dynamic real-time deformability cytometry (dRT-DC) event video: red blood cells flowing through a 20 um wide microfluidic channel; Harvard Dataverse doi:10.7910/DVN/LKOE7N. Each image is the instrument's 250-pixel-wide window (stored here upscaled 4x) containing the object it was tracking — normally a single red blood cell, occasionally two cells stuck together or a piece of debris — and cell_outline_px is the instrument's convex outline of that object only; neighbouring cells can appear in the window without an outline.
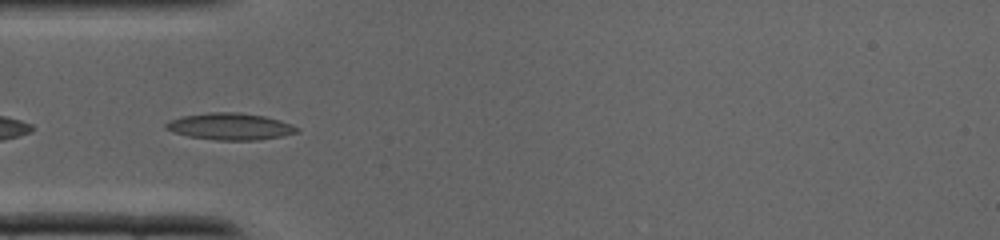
{"species": "common noctule bat (a hibernating species)", "species_latin": "Nyctalus noctula", "temperature_condition": "cold", "stored_images_in_passage": 30, "camera_frame_rate_fps": 3000, "um_per_image_px": 0.085, "animal": {"sex": "male", "body_mass_g": 19.0, "forearm_length_mm": 50.8}, "frame": {"image": 1, "passage_image": 6, "time_ms": 1.667, "image_size_px": [1000, 240], "cell_outline_px": [[300, 132], [280, 136], [256, 140], [216, 140], [188, 136], [172, 132], [164, 128], [164, 124], [168, 120], [180, 116], [208, 112], [240, 112], [264, 116], [280, 120], [292, 124], [300, 128]], "centroid_in_image_um": [19.53, 10.74], "position_along_channel_um": 65.5, "area_um2": 20.69}}
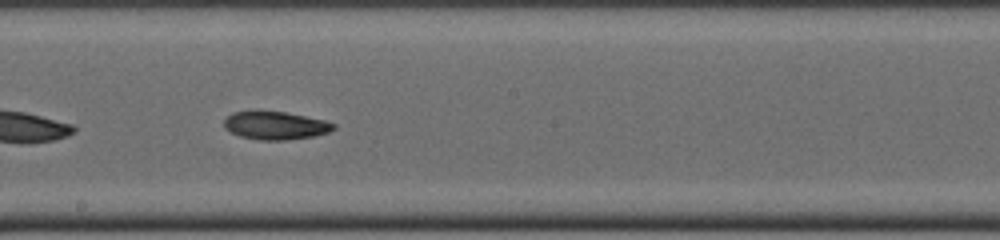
{"frame": {"image": 2, "passage_image": 15, "time_ms": 4.667, "image_size_px": [1000, 240], "cell_outline_px": [[336, 128], [328, 132], [312, 136], [284, 140], [260, 140], [240, 136], [224, 128], [224, 120], [232, 112], [256, 108], [284, 112], [324, 120], [336, 124]], "centroid_in_image_um": [23.35, 10.62], "position_along_channel_um": 224.8, "area_um2": 18.26}}
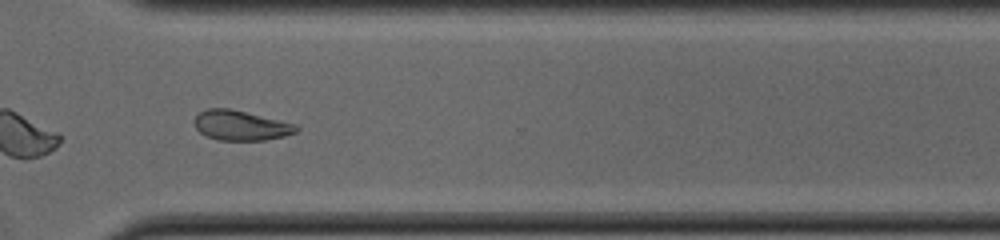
{"frame": {"image": 3, "passage_image": 22, "time_ms": 7.0, "image_size_px": [1000, 240], "cell_outline_px": [[300, 128], [296, 132], [284, 136], [264, 140], [216, 140], [200, 132], [196, 128], [192, 120], [200, 112], [208, 108], [232, 108], [296, 124]], "centroid_in_image_um": [20.46, 10.65], "position_along_channel_um": 350.1, "area_um2": 17.86}}